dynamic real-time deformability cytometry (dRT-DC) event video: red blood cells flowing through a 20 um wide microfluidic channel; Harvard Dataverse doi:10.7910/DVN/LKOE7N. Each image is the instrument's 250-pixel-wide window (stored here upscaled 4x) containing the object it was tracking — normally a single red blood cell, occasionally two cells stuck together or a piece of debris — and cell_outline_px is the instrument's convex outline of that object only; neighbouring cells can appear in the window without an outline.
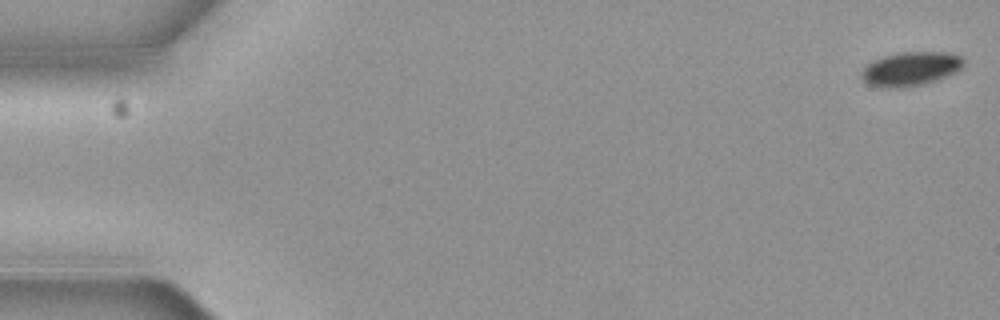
{"species": "common noctule bat (a hibernating species)", "species_latin": "Nyctalus noctula", "temperature_condition": "cold", "stored_images_in_passage": 8, "camera_frame_rate_fps": 3000, "um_per_image_px": 0.085, "animal": {"sex": "female", "body_mass_g": 19.3, "forearm_length_mm": 54.1}, "frame": {"image": 1, "passage_image": 1, "time_ms": 0.0, "image_size_px": [1000, 320], "cell_outline_px": [[964, 64], [956, 72], [936, 80], [924, 84], [900, 88], [880, 88], [868, 84], [860, 76], [860, 72], [872, 60], [884, 56], [900, 52], [944, 52], [960, 56], [964, 60]], "centroid_in_image_um": [77.37, 5.86], "position_along_channel_um": 7.6, "area_um2": 20.29}}
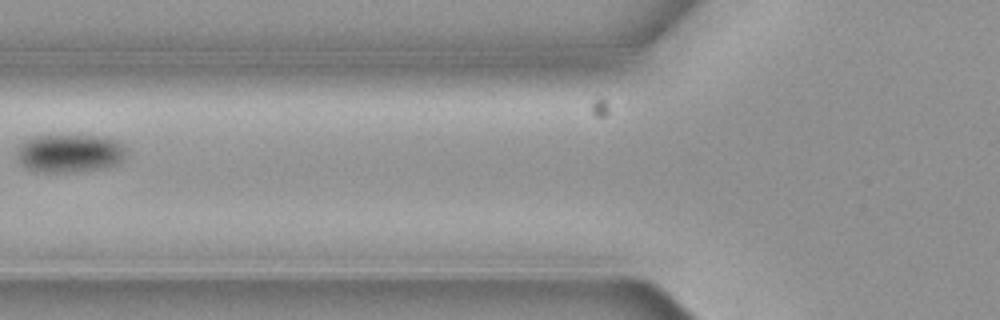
{"frame": {"image": 2, "passage_image": 7, "time_ms": 2.0, "image_size_px": [1000, 320], "cell_outline_px": [[124, 156], [116, 164], [100, 168], [76, 172], [36, 172], [28, 168], [20, 160], [16, 152], [16, 148], [24, 140], [32, 136], [108, 136], [116, 140], [124, 148]], "centroid_in_image_um": [5.88, 13.02], "position_along_channel_um": 119.9, "area_um2": 24.16}}
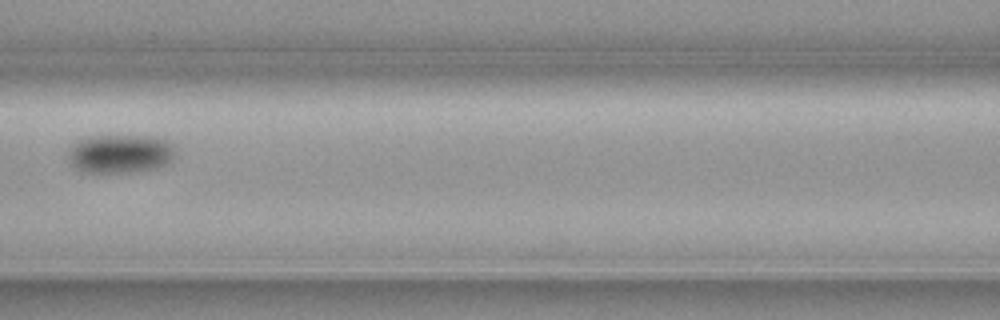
{"frame": {"image": 3, "passage_image": 8, "time_ms": 2.333, "image_size_px": [1000, 320], "cell_outline_px": [[176, 156], [172, 160], [156, 168], [128, 172], [84, 172], [68, 164], [68, 148], [76, 140], [84, 136], [164, 136], [176, 148]], "centroid_in_image_um": [10.21, 13.04], "position_along_channel_um": 156.4, "area_um2": 24.8}}